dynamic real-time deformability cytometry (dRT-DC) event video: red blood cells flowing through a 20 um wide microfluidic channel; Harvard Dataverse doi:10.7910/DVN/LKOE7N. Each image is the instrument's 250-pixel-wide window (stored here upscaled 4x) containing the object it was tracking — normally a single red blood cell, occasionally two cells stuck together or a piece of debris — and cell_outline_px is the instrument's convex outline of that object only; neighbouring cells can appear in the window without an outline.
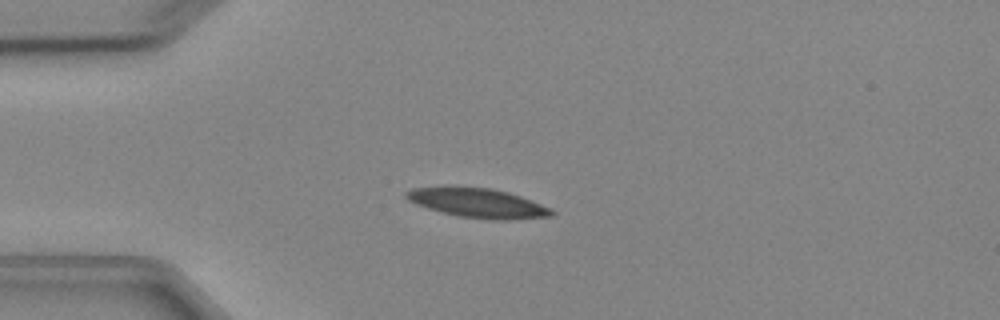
{"species": "Egyptian fruit bat (a non-hibernating species)", "species_latin": "Rousettus aegyptiacus", "temperature_condition": "cold", "stored_images_in_passage": 6, "camera_frame_rate_fps": 3000, "um_per_image_px": 0.085, "animal": {"sex": "female"}, "frame": {"image": 1, "passage_image": 4, "time_ms": 3.333, "image_size_px": [1000, 320], "cell_outline_px": [[556, 212], [552, 216], [508, 220], [492, 220], [460, 216], [440, 212], [416, 204], [408, 200], [404, 196], [404, 192], [412, 188], [444, 184], [448, 184], [492, 188], [508, 192], [532, 200], [552, 208]], "centroid_in_image_um": [40.56, 17.21], "position_along_channel_um": 44.4, "area_um2": 25.78}}
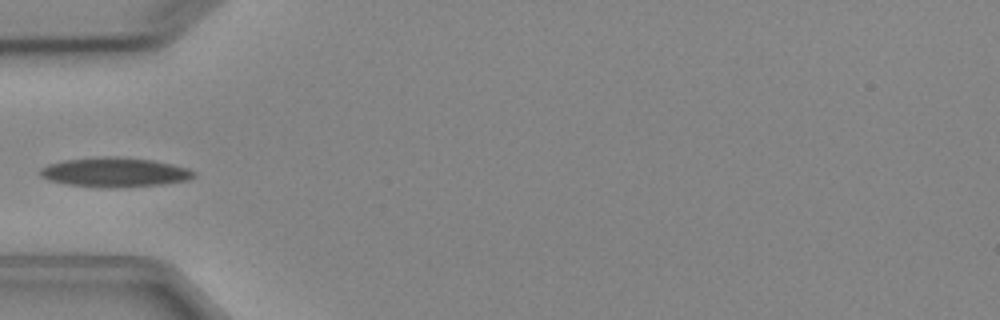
{"frame": {"image": 2, "passage_image": 5, "time_ms": 4.667, "image_size_px": [1000, 320], "cell_outline_px": [[196, 176], [188, 180], [160, 184], [116, 188], [96, 188], [68, 184], [48, 180], [40, 176], [40, 168], [48, 164], [64, 160], [108, 156], [116, 156], [152, 160], [172, 164], [188, 168], [196, 172]], "centroid_in_image_um": [9.74, 14.65], "position_along_channel_um": 75.3, "area_um2": 26.53}}